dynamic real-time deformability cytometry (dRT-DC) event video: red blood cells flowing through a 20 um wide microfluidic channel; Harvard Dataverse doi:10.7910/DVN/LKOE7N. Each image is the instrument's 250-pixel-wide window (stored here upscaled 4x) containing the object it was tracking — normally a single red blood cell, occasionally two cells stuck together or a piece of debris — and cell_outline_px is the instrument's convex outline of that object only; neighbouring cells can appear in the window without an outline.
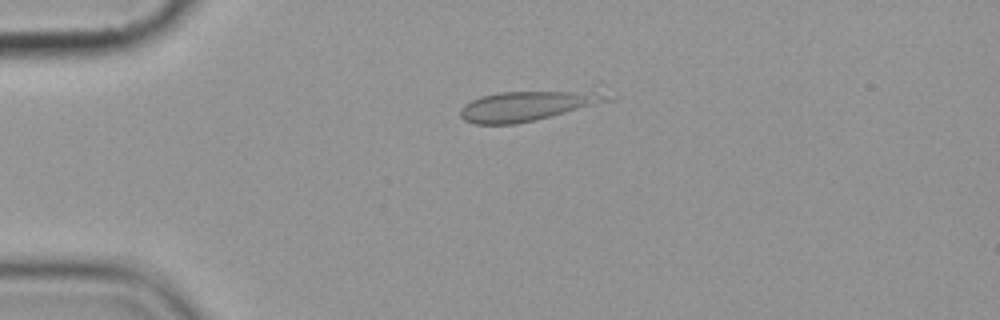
{"species": "common noctule bat (a hibernating species)", "species_latin": "Nyctalus noctula", "temperature_condition": "cold", "stored_images_in_passage": 5, "camera_frame_rate_fps": 3000, "um_per_image_px": 0.085, "animal": {"sex": "female", "body_mass_g": 19.9}, "frame": {"image": 1, "passage_image": 4, "time_ms": 3.333, "image_size_px": [1000, 320], "cell_outline_px": [[616, 100], [536, 120], [516, 124], [476, 124], [464, 120], [460, 116], [460, 108], [464, 104], [480, 96], [496, 92], [572, 92], [604, 96]], "centroid_in_image_um": [44.65, 9.04], "position_along_channel_um": 40.3, "area_um2": 24.8}}